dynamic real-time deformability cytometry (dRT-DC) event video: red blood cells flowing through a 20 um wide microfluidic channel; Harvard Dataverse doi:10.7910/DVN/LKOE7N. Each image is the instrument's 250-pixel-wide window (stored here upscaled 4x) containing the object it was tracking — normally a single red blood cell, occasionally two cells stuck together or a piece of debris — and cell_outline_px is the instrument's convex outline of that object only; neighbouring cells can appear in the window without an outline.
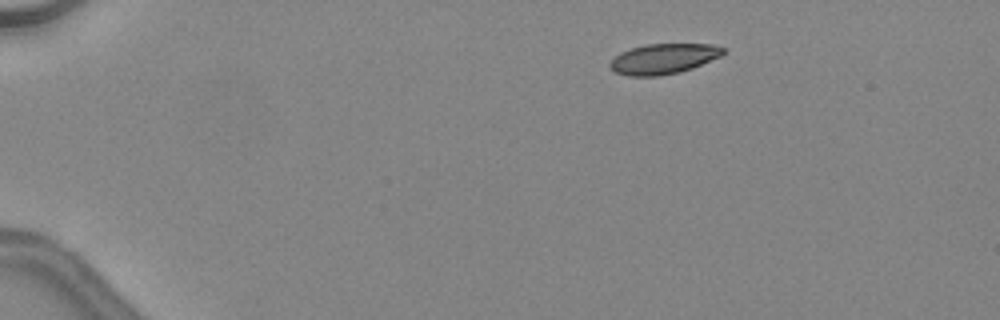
{"species": "common noctule bat (a hibernating species)", "species_latin": "Nyctalus noctula", "temperature_condition": "warm", "stored_images_in_passage": 9, "camera_frame_rate_fps": 3000, "um_per_image_px": 0.085, "animal": {"sex": "female", "body_mass_g": 24.6, "forearm_length_mm": 56.2}, "frame": {"image": 1, "passage_image": 1, "time_ms": 0.0, "image_size_px": [1000, 320], "cell_outline_px": [[724, 52], [720, 56], [692, 68], [680, 72], [656, 76], [628, 76], [616, 72], [608, 68], [608, 64], [620, 52], [632, 48], [648, 44], [712, 44], [724, 48]], "centroid_in_image_um": [56.36, 5.0], "position_along_channel_um": 28.6, "area_um2": 19.83}}